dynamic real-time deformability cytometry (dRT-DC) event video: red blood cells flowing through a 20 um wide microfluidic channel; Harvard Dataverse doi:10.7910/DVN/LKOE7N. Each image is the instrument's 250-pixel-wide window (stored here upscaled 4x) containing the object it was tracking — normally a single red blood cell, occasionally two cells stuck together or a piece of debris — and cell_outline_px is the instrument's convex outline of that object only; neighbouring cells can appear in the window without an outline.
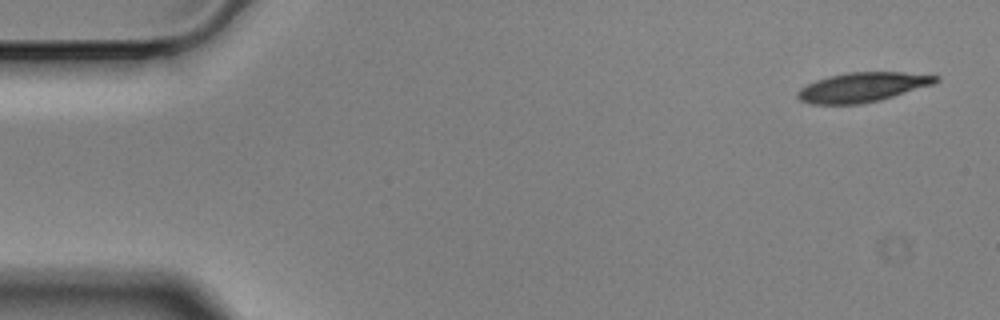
{"species": "Egyptian fruit bat (a non-hibernating species)", "species_latin": "Rousettus aegyptiacus", "temperature_condition": "cold", "stored_images_in_passage": 5, "camera_frame_rate_fps": 3000, "um_per_image_px": 0.085, "animal": {"sex": "male"}, "frame": {"image": 1, "passage_image": 1, "time_ms": 0.0, "image_size_px": [1000, 320], "cell_outline_px": [[940, 80], [932, 84], [880, 100], [860, 104], [812, 104], [800, 100], [796, 96], [796, 92], [800, 88], [816, 80], [848, 72], [904, 72], [940, 76]], "centroid_in_image_um": [73.29, 7.41], "position_along_channel_um": 11.7, "area_um2": 23.52}}
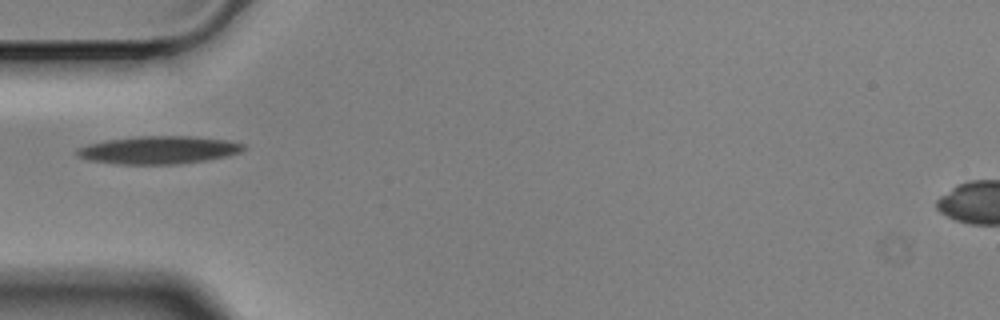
{"frame": {"image": 2, "passage_image": 5, "time_ms": 1.333, "image_size_px": [1000, 320], "cell_outline_px": [[248, 148], [240, 152], [228, 156], [180, 164], [120, 164], [88, 160], [76, 156], [76, 148], [88, 144], [108, 140], [140, 136], [192, 136], [224, 140], [244, 144]], "centroid_in_image_um": [13.48, 12.75], "position_along_channel_um": 71.5, "area_um2": 26.93}}